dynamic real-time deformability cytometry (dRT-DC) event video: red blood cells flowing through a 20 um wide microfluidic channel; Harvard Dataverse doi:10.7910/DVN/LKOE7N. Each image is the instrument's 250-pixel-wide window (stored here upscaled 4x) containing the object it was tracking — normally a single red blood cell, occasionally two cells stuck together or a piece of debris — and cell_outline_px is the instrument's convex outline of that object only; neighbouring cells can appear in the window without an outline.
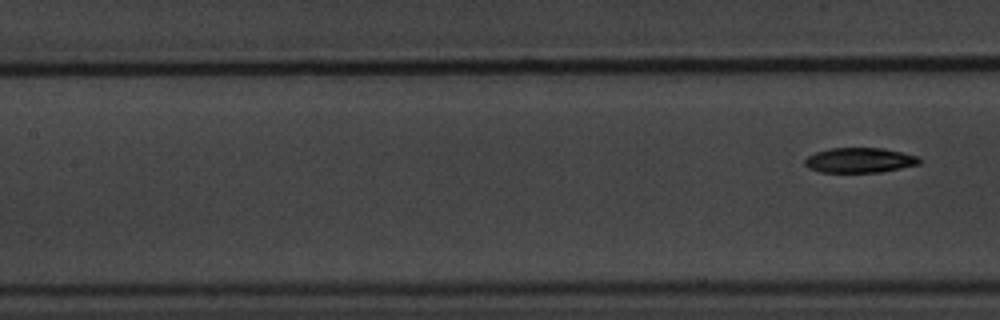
{"species": "common noctule bat (a hibernating species)", "species_latin": "Nyctalus noctula", "temperature_condition": "warm", "stored_images_in_passage": 4, "segment_of_instrument_passage": [2, 2], "camera_frame_rate_fps": 3000, "um_per_image_px": 0.085, "animal": {"sex": "male", "body_mass_g": 20.1, "forearm_length_mm": 53.5}, "frame": {"image": 1, "passage_image": 4, "time_ms": 4.333, "image_size_px": [1000, 320], "cell_outline_px": [[920, 164], [880, 172], [820, 172], [808, 168], [804, 164], [804, 160], [808, 156], [816, 152], [828, 148], [884, 148], [916, 156], [920, 160]], "centroid_in_image_um": [73.02, 13.62], "position_along_channel_um": 134.4, "area_um2": 16.59}}